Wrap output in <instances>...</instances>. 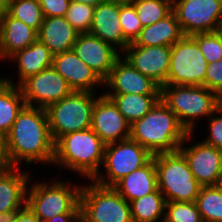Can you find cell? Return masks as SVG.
<instances>
[{
    "instance_id": "cell-2",
    "label": "cell",
    "mask_w": 222,
    "mask_h": 222,
    "mask_svg": "<svg viewBox=\"0 0 222 222\" xmlns=\"http://www.w3.org/2000/svg\"><path fill=\"white\" fill-rule=\"evenodd\" d=\"M187 134L174 112L161 99L130 125V138L152 155L178 151Z\"/></svg>"
},
{
    "instance_id": "cell-45",
    "label": "cell",
    "mask_w": 222,
    "mask_h": 222,
    "mask_svg": "<svg viewBox=\"0 0 222 222\" xmlns=\"http://www.w3.org/2000/svg\"><path fill=\"white\" fill-rule=\"evenodd\" d=\"M108 1H113L120 4H133L136 0H108Z\"/></svg>"
},
{
    "instance_id": "cell-16",
    "label": "cell",
    "mask_w": 222,
    "mask_h": 222,
    "mask_svg": "<svg viewBox=\"0 0 222 222\" xmlns=\"http://www.w3.org/2000/svg\"><path fill=\"white\" fill-rule=\"evenodd\" d=\"M72 50L104 81L121 56L111 44L90 33H79Z\"/></svg>"
},
{
    "instance_id": "cell-1",
    "label": "cell",
    "mask_w": 222,
    "mask_h": 222,
    "mask_svg": "<svg viewBox=\"0 0 222 222\" xmlns=\"http://www.w3.org/2000/svg\"><path fill=\"white\" fill-rule=\"evenodd\" d=\"M53 159L54 141L46 110L25 105L4 137L3 165L19 167L22 160L48 164Z\"/></svg>"
},
{
    "instance_id": "cell-35",
    "label": "cell",
    "mask_w": 222,
    "mask_h": 222,
    "mask_svg": "<svg viewBox=\"0 0 222 222\" xmlns=\"http://www.w3.org/2000/svg\"><path fill=\"white\" fill-rule=\"evenodd\" d=\"M119 20L124 37L133 43L143 28L133 4H120Z\"/></svg>"
},
{
    "instance_id": "cell-17",
    "label": "cell",
    "mask_w": 222,
    "mask_h": 222,
    "mask_svg": "<svg viewBox=\"0 0 222 222\" xmlns=\"http://www.w3.org/2000/svg\"><path fill=\"white\" fill-rule=\"evenodd\" d=\"M104 85L111 88V92L106 94H161V87L156 82L137 71L121 56L115 61Z\"/></svg>"
},
{
    "instance_id": "cell-13",
    "label": "cell",
    "mask_w": 222,
    "mask_h": 222,
    "mask_svg": "<svg viewBox=\"0 0 222 222\" xmlns=\"http://www.w3.org/2000/svg\"><path fill=\"white\" fill-rule=\"evenodd\" d=\"M192 133H188L179 147L195 179L202 186L216 185L222 177V150L205 144L203 141L189 147H183Z\"/></svg>"
},
{
    "instance_id": "cell-6",
    "label": "cell",
    "mask_w": 222,
    "mask_h": 222,
    "mask_svg": "<svg viewBox=\"0 0 222 222\" xmlns=\"http://www.w3.org/2000/svg\"><path fill=\"white\" fill-rule=\"evenodd\" d=\"M94 94L95 91H73L45 109L54 142L64 134L91 128L93 107L97 99Z\"/></svg>"
},
{
    "instance_id": "cell-7",
    "label": "cell",
    "mask_w": 222,
    "mask_h": 222,
    "mask_svg": "<svg viewBox=\"0 0 222 222\" xmlns=\"http://www.w3.org/2000/svg\"><path fill=\"white\" fill-rule=\"evenodd\" d=\"M80 192V217L85 222H133L130 203L113 186H103L90 180Z\"/></svg>"
},
{
    "instance_id": "cell-46",
    "label": "cell",
    "mask_w": 222,
    "mask_h": 222,
    "mask_svg": "<svg viewBox=\"0 0 222 222\" xmlns=\"http://www.w3.org/2000/svg\"><path fill=\"white\" fill-rule=\"evenodd\" d=\"M216 186L222 194V177L218 180V182L216 183Z\"/></svg>"
},
{
    "instance_id": "cell-48",
    "label": "cell",
    "mask_w": 222,
    "mask_h": 222,
    "mask_svg": "<svg viewBox=\"0 0 222 222\" xmlns=\"http://www.w3.org/2000/svg\"><path fill=\"white\" fill-rule=\"evenodd\" d=\"M75 222H85V221L81 217H79Z\"/></svg>"
},
{
    "instance_id": "cell-33",
    "label": "cell",
    "mask_w": 222,
    "mask_h": 222,
    "mask_svg": "<svg viewBox=\"0 0 222 222\" xmlns=\"http://www.w3.org/2000/svg\"><path fill=\"white\" fill-rule=\"evenodd\" d=\"M95 7L85 3L70 2L65 19L79 33H89L93 21Z\"/></svg>"
},
{
    "instance_id": "cell-11",
    "label": "cell",
    "mask_w": 222,
    "mask_h": 222,
    "mask_svg": "<svg viewBox=\"0 0 222 222\" xmlns=\"http://www.w3.org/2000/svg\"><path fill=\"white\" fill-rule=\"evenodd\" d=\"M184 36L217 31L222 20V0H172Z\"/></svg>"
},
{
    "instance_id": "cell-22",
    "label": "cell",
    "mask_w": 222,
    "mask_h": 222,
    "mask_svg": "<svg viewBox=\"0 0 222 222\" xmlns=\"http://www.w3.org/2000/svg\"><path fill=\"white\" fill-rule=\"evenodd\" d=\"M79 32L65 17H45L39 31L38 40L53 54L72 50Z\"/></svg>"
},
{
    "instance_id": "cell-15",
    "label": "cell",
    "mask_w": 222,
    "mask_h": 222,
    "mask_svg": "<svg viewBox=\"0 0 222 222\" xmlns=\"http://www.w3.org/2000/svg\"><path fill=\"white\" fill-rule=\"evenodd\" d=\"M130 125L111 98L105 94L97 97L91 129L106 145L130 138Z\"/></svg>"
},
{
    "instance_id": "cell-10",
    "label": "cell",
    "mask_w": 222,
    "mask_h": 222,
    "mask_svg": "<svg viewBox=\"0 0 222 222\" xmlns=\"http://www.w3.org/2000/svg\"><path fill=\"white\" fill-rule=\"evenodd\" d=\"M152 158L153 155L147 149L131 138L107 144L103 161L107 177L99 172L92 180L103 186H114L124 176L143 167Z\"/></svg>"
},
{
    "instance_id": "cell-23",
    "label": "cell",
    "mask_w": 222,
    "mask_h": 222,
    "mask_svg": "<svg viewBox=\"0 0 222 222\" xmlns=\"http://www.w3.org/2000/svg\"><path fill=\"white\" fill-rule=\"evenodd\" d=\"M113 187L129 203L155 192L158 182L154 155L146 165L124 176Z\"/></svg>"
},
{
    "instance_id": "cell-47",
    "label": "cell",
    "mask_w": 222,
    "mask_h": 222,
    "mask_svg": "<svg viewBox=\"0 0 222 222\" xmlns=\"http://www.w3.org/2000/svg\"><path fill=\"white\" fill-rule=\"evenodd\" d=\"M217 32L220 34L221 38H222V20L217 28Z\"/></svg>"
},
{
    "instance_id": "cell-42",
    "label": "cell",
    "mask_w": 222,
    "mask_h": 222,
    "mask_svg": "<svg viewBox=\"0 0 222 222\" xmlns=\"http://www.w3.org/2000/svg\"><path fill=\"white\" fill-rule=\"evenodd\" d=\"M9 0H0V20L8 11Z\"/></svg>"
},
{
    "instance_id": "cell-9",
    "label": "cell",
    "mask_w": 222,
    "mask_h": 222,
    "mask_svg": "<svg viewBox=\"0 0 222 222\" xmlns=\"http://www.w3.org/2000/svg\"><path fill=\"white\" fill-rule=\"evenodd\" d=\"M207 66L198 43L183 36L171 46L166 85L204 86Z\"/></svg>"
},
{
    "instance_id": "cell-44",
    "label": "cell",
    "mask_w": 222,
    "mask_h": 222,
    "mask_svg": "<svg viewBox=\"0 0 222 222\" xmlns=\"http://www.w3.org/2000/svg\"><path fill=\"white\" fill-rule=\"evenodd\" d=\"M4 138L0 136V165H3Z\"/></svg>"
},
{
    "instance_id": "cell-39",
    "label": "cell",
    "mask_w": 222,
    "mask_h": 222,
    "mask_svg": "<svg viewBox=\"0 0 222 222\" xmlns=\"http://www.w3.org/2000/svg\"><path fill=\"white\" fill-rule=\"evenodd\" d=\"M14 222H42L36 214L27 206L25 205L21 208Z\"/></svg>"
},
{
    "instance_id": "cell-36",
    "label": "cell",
    "mask_w": 222,
    "mask_h": 222,
    "mask_svg": "<svg viewBox=\"0 0 222 222\" xmlns=\"http://www.w3.org/2000/svg\"><path fill=\"white\" fill-rule=\"evenodd\" d=\"M204 87L215 92L222 99V59L208 64Z\"/></svg>"
},
{
    "instance_id": "cell-29",
    "label": "cell",
    "mask_w": 222,
    "mask_h": 222,
    "mask_svg": "<svg viewBox=\"0 0 222 222\" xmlns=\"http://www.w3.org/2000/svg\"><path fill=\"white\" fill-rule=\"evenodd\" d=\"M196 204L203 222H222V194L216 185L202 186Z\"/></svg>"
},
{
    "instance_id": "cell-12",
    "label": "cell",
    "mask_w": 222,
    "mask_h": 222,
    "mask_svg": "<svg viewBox=\"0 0 222 222\" xmlns=\"http://www.w3.org/2000/svg\"><path fill=\"white\" fill-rule=\"evenodd\" d=\"M25 104L46 109L73 92L68 82L53 68L31 75L19 85Z\"/></svg>"
},
{
    "instance_id": "cell-34",
    "label": "cell",
    "mask_w": 222,
    "mask_h": 222,
    "mask_svg": "<svg viewBox=\"0 0 222 222\" xmlns=\"http://www.w3.org/2000/svg\"><path fill=\"white\" fill-rule=\"evenodd\" d=\"M191 37L198 43L208 64L222 59V38L217 31L197 33Z\"/></svg>"
},
{
    "instance_id": "cell-40",
    "label": "cell",
    "mask_w": 222,
    "mask_h": 222,
    "mask_svg": "<svg viewBox=\"0 0 222 222\" xmlns=\"http://www.w3.org/2000/svg\"><path fill=\"white\" fill-rule=\"evenodd\" d=\"M79 217L80 214H60L46 222H75Z\"/></svg>"
},
{
    "instance_id": "cell-30",
    "label": "cell",
    "mask_w": 222,
    "mask_h": 222,
    "mask_svg": "<svg viewBox=\"0 0 222 222\" xmlns=\"http://www.w3.org/2000/svg\"><path fill=\"white\" fill-rule=\"evenodd\" d=\"M7 13L37 32L45 18L39 0H9Z\"/></svg>"
},
{
    "instance_id": "cell-43",
    "label": "cell",
    "mask_w": 222,
    "mask_h": 222,
    "mask_svg": "<svg viewBox=\"0 0 222 222\" xmlns=\"http://www.w3.org/2000/svg\"><path fill=\"white\" fill-rule=\"evenodd\" d=\"M71 2H79V3H85L92 6H97L98 4L105 2L107 0H70Z\"/></svg>"
},
{
    "instance_id": "cell-27",
    "label": "cell",
    "mask_w": 222,
    "mask_h": 222,
    "mask_svg": "<svg viewBox=\"0 0 222 222\" xmlns=\"http://www.w3.org/2000/svg\"><path fill=\"white\" fill-rule=\"evenodd\" d=\"M116 104L119 112L132 124L141 119L161 99V94H105Z\"/></svg>"
},
{
    "instance_id": "cell-5",
    "label": "cell",
    "mask_w": 222,
    "mask_h": 222,
    "mask_svg": "<svg viewBox=\"0 0 222 222\" xmlns=\"http://www.w3.org/2000/svg\"><path fill=\"white\" fill-rule=\"evenodd\" d=\"M158 189L166 202H196L202 185L195 179L184 155L175 152L154 155Z\"/></svg>"
},
{
    "instance_id": "cell-32",
    "label": "cell",
    "mask_w": 222,
    "mask_h": 222,
    "mask_svg": "<svg viewBox=\"0 0 222 222\" xmlns=\"http://www.w3.org/2000/svg\"><path fill=\"white\" fill-rule=\"evenodd\" d=\"M163 222H203L196 202H166Z\"/></svg>"
},
{
    "instance_id": "cell-31",
    "label": "cell",
    "mask_w": 222,
    "mask_h": 222,
    "mask_svg": "<svg viewBox=\"0 0 222 222\" xmlns=\"http://www.w3.org/2000/svg\"><path fill=\"white\" fill-rule=\"evenodd\" d=\"M133 5L142 27L156 23L172 12V0H136Z\"/></svg>"
},
{
    "instance_id": "cell-25",
    "label": "cell",
    "mask_w": 222,
    "mask_h": 222,
    "mask_svg": "<svg viewBox=\"0 0 222 222\" xmlns=\"http://www.w3.org/2000/svg\"><path fill=\"white\" fill-rule=\"evenodd\" d=\"M54 54L38 39L23 50L17 51L9 59L18 63V85L31 75L38 74L52 66Z\"/></svg>"
},
{
    "instance_id": "cell-21",
    "label": "cell",
    "mask_w": 222,
    "mask_h": 222,
    "mask_svg": "<svg viewBox=\"0 0 222 222\" xmlns=\"http://www.w3.org/2000/svg\"><path fill=\"white\" fill-rule=\"evenodd\" d=\"M38 39L37 31L21 20L4 14L0 20V59H9L17 51Z\"/></svg>"
},
{
    "instance_id": "cell-24",
    "label": "cell",
    "mask_w": 222,
    "mask_h": 222,
    "mask_svg": "<svg viewBox=\"0 0 222 222\" xmlns=\"http://www.w3.org/2000/svg\"><path fill=\"white\" fill-rule=\"evenodd\" d=\"M183 36L176 15L172 11L158 22L143 27L133 44L138 46H172Z\"/></svg>"
},
{
    "instance_id": "cell-41",
    "label": "cell",
    "mask_w": 222,
    "mask_h": 222,
    "mask_svg": "<svg viewBox=\"0 0 222 222\" xmlns=\"http://www.w3.org/2000/svg\"><path fill=\"white\" fill-rule=\"evenodd\" d=\"M18 211H6L0 213V222H14Z\"/></svg>"
},
{
    "instance_id": "cell-37",
    "label": "cell",
    "mask_w": 222,
    "mask_h": 222,
    "mask_svg": "<svg viewBox=\"0 0 222 222\" xmlns=\"http://www.w3.org/2000/svg\"><path fill=\"white\" fill-rule=\"evenodd\" d=\"M222 115V105L218 108V114ZM212 114L209 119V137L203 140L207 145L213 146L222 150V116H214Z\"/></svg>"
},
{
    "instance_id": "cell-19",
    "label": "cell",
    "mask_w": 222,
    "mask_h": 222,
    "mask_svg": "<svg viewBox=\"0 0 222 222\" xmlns=\"http://www.w3.org/2000/svg\"><path fill=\"white\" fill-rule=\"evenodd\" d=\"M120 3L105 1L95 6L90 34L124 51L130 42L124 37L120 20Z\"/></svg>"
},
{
    "instance_id": "cell-18",
    "label": "cell",
    "mask_w": 222,
    "mask_h": 222,
    "mask_svg": "<svg viewBox=\"0 0 222 222\" xmlns=\"http://www.w3.org/2000/svg\"><path fill=\"white\" fill-rule=\"evenodd\" d=\"M53 68L68 82L73 91L93 92L104 81L73 50L54 54Z\"/></svg>"
},
{
    "instance_id": "cell-3",
    "label": "cell",
    "mask_w": 222,
    "mask_h": 222,
    "mask_svg": "<svg viewBox=\"0 0 222 222\" xmlns=\"http://www.w3.org/2000/svg\"><path fill=\"white\" fill-rule=\"evenodd\" d=\"M106 144L91 129L64 134L54 142L52 164L93 179L104 161Z\"/></svg>"
},
{
    "instance_id": "cell-20",
    "label": "cell",
    "mask_w": 222,
    "mask_h": 222,
    "mask_svg": "<svg viewBox=\"0 0 222 222\" xmlns=\"http://www.w3.org/2000/svg\"><path fill=\"white\" fill-rule=\"evenodd\" d=\"M19 167L0 165V213L19 211L26 205L29 174Z\"/></svg>"
},
{
    "instance_id": "cell-4",
    "label": "cell",
    "mask_w": 222,
    "mask_h": 222,
    "mask_svg": "<svg viewBox=\"0 0 222 222\" xmlns=\"http://www.w3.org/2000/svg\"><path fill=\"white\" fill-rule=\"evenodd\" d=\"M161 100L174 112L182 127L192 133L196 118L218 113L222 99L204 86L163 85Z\"/></svg>"
},
{
    "instance_id": "cell-38",
    "label": "cell",
    "mask_w": 222,
    "mask_h": 222,
    "mask_svg": "<svg viewBox=\"0 0 222 222\" xmlns=\"http://www.w3.org/2000/svg\"><path fill=\"white\" fill-rule=\"evenodd\" d=\"M70 0H39L44 17H65Z\"/></svg>"
},
{
    "instance_id": "cell-28",
    "label": "cell",
    "mask_w": 222,
    "mask_h": 222,
    "mask_svg": "<svg viewBox=\"0 0 222 222\" xmlns=\"http://www.w3.org/2000/svg\"><path fill=\"white\" fill-rule=\"evenodd\" d=\"M166 200L159 189L130 202L133 222H158L165 216Z\"/></svg>"
},
{
    "instance_id": "cell-26",
    "label": "cell",
    "mask_w": 222,
    "mask_h": 222,
    "mask_svg": "<svg viewBox=\"0 0 222 222\" xmlns=\"http://www.w3.org/2000/svg\"><path fill=\"white\" fill-rule=\"evenodd\" d=\"M25 105L19 86L10 79L0 78V136L4 138L9 133Z\"/></svg>"
},
{
    "instance_id": "cell-8",
    "label": "cell",
    "mask_w": 222,
    "mask_h": 222,
    "mask_svg": "<svg viewBox=\"0 0 222 222\" xmlns=\"http://www.w3.org/2000/svg\"><path fill=\"white\" fill-rule=\"evenodd\" d=\"M29 189L26 205L42 222L60 214H80L81 186L73 187L59 181L51 185L36 182Z\"/></svg>"
},
{
    "instance_id": "cell-14",
    "label": "cell",
    "mask_w": 222,
    "mask_h": 222,
    "mask_svg": "<svg viewBox=\"0 0 222 222\" xmlns=\"http://www.w3.org/2000/svg\"><path fill=\"white\" fill-rule=\"evenodd\" d=\"M124 58L140 73L160 87L166 85L170 66L171 46H138L130 43Z\"/></svg>"
}]
</instances>
